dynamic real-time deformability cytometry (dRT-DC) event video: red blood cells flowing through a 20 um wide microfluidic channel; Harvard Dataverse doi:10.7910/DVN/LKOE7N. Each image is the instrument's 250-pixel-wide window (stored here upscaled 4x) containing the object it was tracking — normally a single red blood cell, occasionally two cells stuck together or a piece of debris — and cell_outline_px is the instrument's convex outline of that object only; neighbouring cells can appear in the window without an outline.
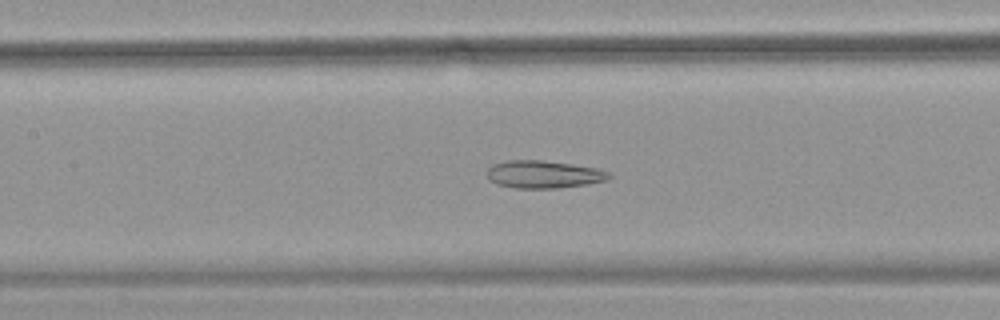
{"species": "common noctule bat (a hibernating species)", "species_latin": "Nyctalus noctula", "temperature_condition": "warm", "stored_images_in_passage": 54, "camera_frame_rate_fps": 3000, "um_per_image_px": 0.085, "animal": {"sex": "female", "body_mass_g": 18.4}, "frame": {"image": 1, "passage_image": 25, "time_ms": 8.0, "image_size_px": [1000, 320], "cell_outline_px": [[612, 176], [608, 180], [588, 184], [556, 188], [516, 188], [496, 184], [488, 176], [488, 168], [492, 164], [508, 160], [540, 160], [572, 164], [596, 168], [612, 172]], "centroid_in_image_um": [46.26, 14.82], "position_along_channel_um": 161.1, "area_um2": 19.65}}
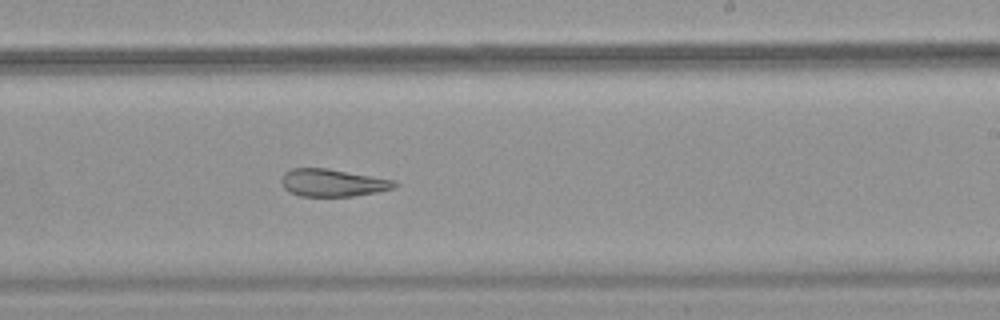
{"frame": {"image": 2, "passage_image": 33, "time_ms": 10.667, "image_size_px": [1000, 320], "cell_outline_px": [[396, 188], [376, 192], [352, 196], [300, 196], [284, 188], [280, 180], [284, 172], [292, 168], [328, 168], [396, 180]], "centroid_in_image_um": [28.28, 15.52], "position_along_channel_um": 260.7, "area_um2": 18.15}}
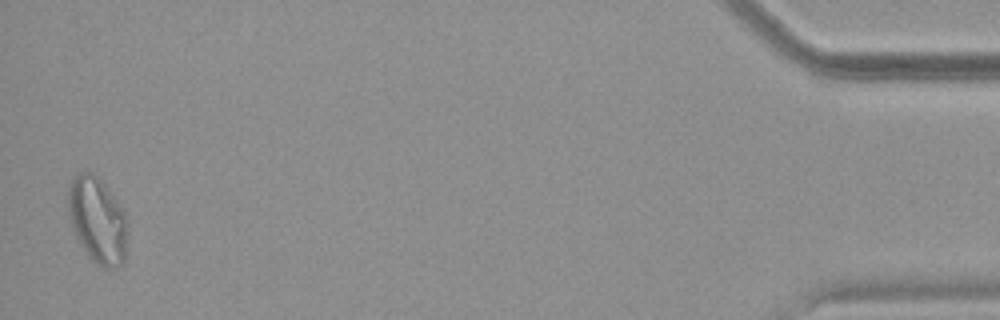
{"frame": {"image": 3, "passage_image": 53, "time_ms": 17.333, "image_size_px": [1000, 320], "cell_outline_px": [[128, 224], [124, 264], [116, 268], [104, 268], [92, 260], [88, 256], [76, 236], [72, 224], [68, 208], [68, 184], [80, 172], [92, 172], [104, 184], [128, 216]], "centroid_in_image_um": [8.32, 18.74], "position_along_channel_um": 426.9, "area_um2": 29.77}, "authors_computed_cell_mechanics": {"area_um2": 25.6054, "velocity_mm_per_s": 3.7564, "shape_relaxation_time_tau1_ms": null, "shape_relaxation_time_tau2_ms": 3.7439, "deformation_change_tau1": null, "deformation_change_tau2": 0.1333}}